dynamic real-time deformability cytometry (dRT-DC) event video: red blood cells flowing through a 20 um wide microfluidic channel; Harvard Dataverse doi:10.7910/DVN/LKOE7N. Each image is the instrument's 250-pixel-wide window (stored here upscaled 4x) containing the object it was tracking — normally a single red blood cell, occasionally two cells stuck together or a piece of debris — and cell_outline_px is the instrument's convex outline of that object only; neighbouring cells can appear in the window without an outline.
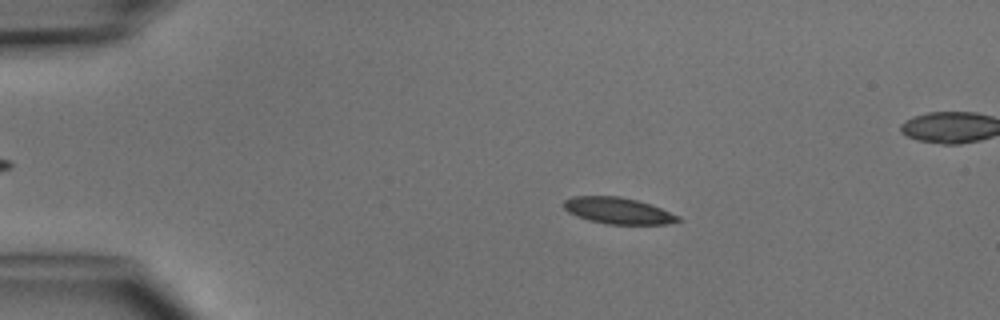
{"species": "common noctule bat (a hibernating species)", "species_latin": "Nyctalus noctula", "temperature_condition": "cold", "stored_images_in_passage": 4, "camera_frame_rate_fps": 3000, "um_per_image_px": 0.085, "animal": {"sex": "male", "body_mass_g": 15.6}, "frame": {"image": 1, "passage_image": 2, "time_ms": 1.333, "image_size_px": [1000, 320], "cell_outline_px": [[684, 220], [668, 224], [608, 224], [588, 220], [576, 216], [568, 212], [564, 208], [564, 200], [572, 196], [620, 196], [652, 204], [680, 216]], "centroid_in_image_um": [52.56, 17.91], "position_along_channel_um": 32.4, "area_um2": 17.74}}